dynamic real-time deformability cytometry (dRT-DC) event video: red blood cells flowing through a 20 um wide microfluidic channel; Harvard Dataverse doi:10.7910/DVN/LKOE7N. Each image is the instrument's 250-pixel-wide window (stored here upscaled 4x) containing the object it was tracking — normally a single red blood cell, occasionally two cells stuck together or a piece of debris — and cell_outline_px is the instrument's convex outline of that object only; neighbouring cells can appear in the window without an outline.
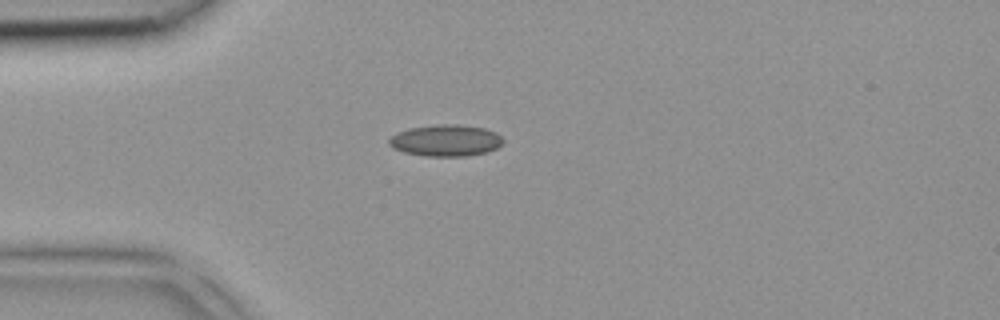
{"species": "common noctule bat (a hibernating species)", "species_latin": "Nyctalus noctula", "temperature_condition": "room temperature", "stored_images_in_passage": 3, "camera_frame_rate_fps": 3000, "um_per_image_px": 0.085, "animal": {"sex": "female", "body_mass_g": 18.4}, "frame": {"image": 1, "passage_image": 3, "time_ms": 0.667, "image_size_px": [1000, 320], "cell_outline_px": [[504, 144], [488, 152], [464, 156], [424, 156], [404, 152], [392, 148], [388, 144], [388, 140], [396, 132], [412, 128], [444, 124], [456, 124], [484, 128], [496, 132], [504, 140]], "centroid_in_image_um": [37.9, 11.95], "position_along_channel_um": 47.1, "area_um2": 20.98}}